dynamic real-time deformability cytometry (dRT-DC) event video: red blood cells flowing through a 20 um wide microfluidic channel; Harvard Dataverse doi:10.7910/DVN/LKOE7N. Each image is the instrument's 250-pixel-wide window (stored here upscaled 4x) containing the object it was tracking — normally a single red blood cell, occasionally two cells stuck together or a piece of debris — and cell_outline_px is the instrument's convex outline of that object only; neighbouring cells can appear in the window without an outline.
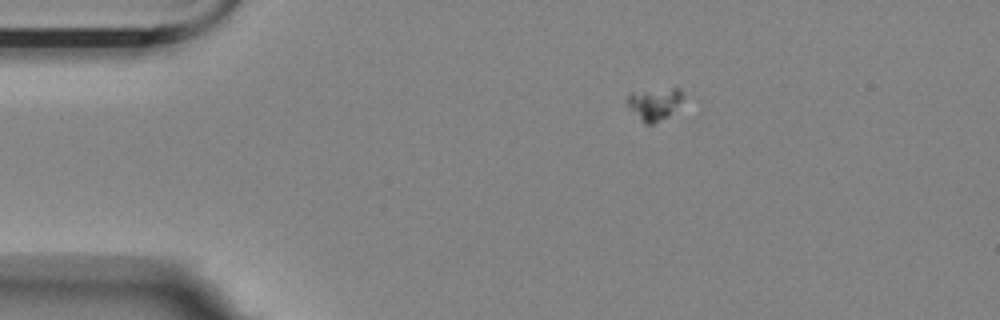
{"species": "Egyptian fruit bat (a non-hibernating species)", "species_latin": "Rousettus aegyptiacus", "temperature_condition": "room temperature", "stored_images_in_passage": 5, "camera_frame_rate_fps": 3000, "um_per_image_px": 0.085, "animal": {"sex": "female"}, "frame": {"image": 1, "passage_image": 3, "time_ms": 0.667, "image_size_px": [1000, 320], "cell_outline_px": [[684, 96], [668, 116], [652, 124], [644, 124], [628, 108], [628, 96], [632, 92], [672, 88], [680, 88]], "centroid_in_image_um": [55.6, 8.83], "position_along_channel_um": 29.4, "area_um2": 10.23}}